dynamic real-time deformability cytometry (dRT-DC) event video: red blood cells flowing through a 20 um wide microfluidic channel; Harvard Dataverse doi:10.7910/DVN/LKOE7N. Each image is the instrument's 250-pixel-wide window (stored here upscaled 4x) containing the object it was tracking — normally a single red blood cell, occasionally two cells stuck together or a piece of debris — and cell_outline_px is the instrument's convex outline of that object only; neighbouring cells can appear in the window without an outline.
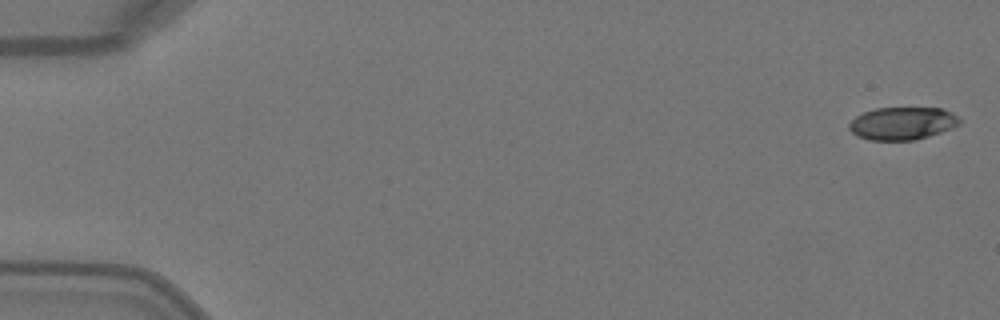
{"species": "Egyptian fruit bat (a non-hibernating species)", "species_latin": "Rousettus aegyptiacus", "temperature_condition": "warm", "stored_images_in_passage": 50, "camera_frame_rate_fps": 3000, "um_per_image_px": 0.085, "animal": {"sex": "female"}, "frame": {"image": 1, "passage_image": 1, "time_ms": 0.0, "image_size_px": [1000, 320], "cell_outline_px": [[964, 120], [960, 124], [952, 128], [916, 140], [868, 140], [856, 136], [848, 128], [848, 124], [856, 116], [864, 112], [876, 108], [940, 108], [952, 112]], "centroid_in_image_um": [76.72, 10.49], "position_along_channel_um": 8.3, "area_um2": 21.21}}
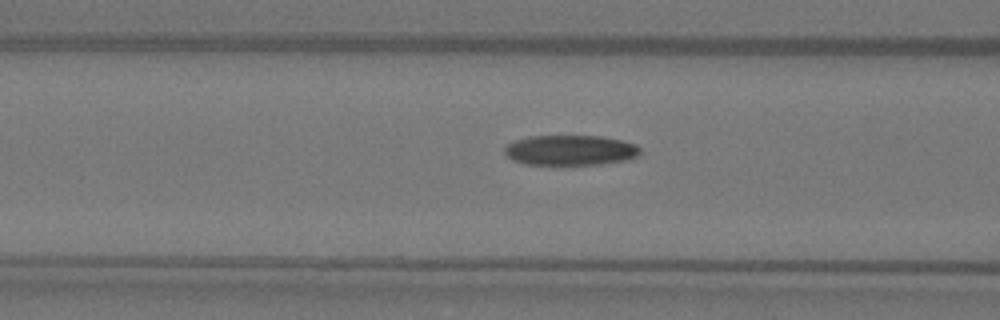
{"frame": {"image": 2, "passage_image": 20, "time_ms": 6.333, "image_size_px": [1000, 320], "cell_outline_px": [[640, 156], [628, 160], [600, 164], [556, 168], [524, 164], [512, 160], [504, 152], [504, 148], [508, 144], [516, 140], [528, 136], [600, 136], [620, 140], [636, 144], [640, 148]], "centroid_in_image_um": [48.46, 12.82], "position_along_channel_um": 118.1, "area_um2": 24.97}}
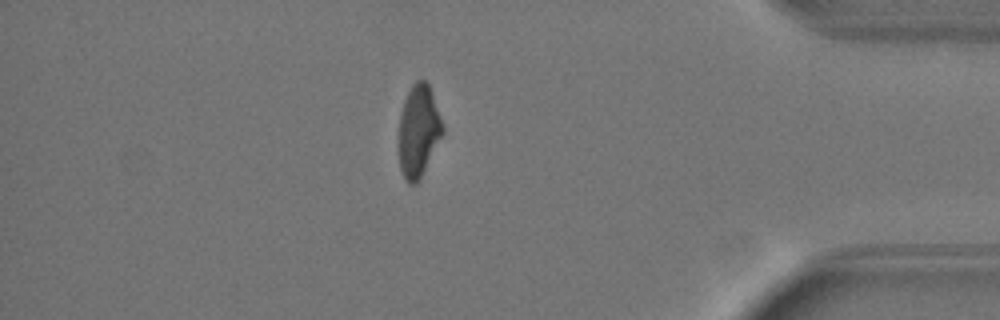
{"frame": {"image": 3, "passage_image": 43, "time_ms": 14.0, "image_size_px": [1000, 320], "cell_outline_px": [[444, 132], [416, 184], [408, 184], [400, 168], [400, 116], [404, 100], [412, 84], [416, 80], [424, 80], [428, 84], [444, 128]], "centroid_in_image_um": [35.57, 11.11], "position_along_channel_um": 399.6, "area_um2": 22.72}, "authors_computed_cell_mechanics": {"area_um2": 24.3338, "velocity_mm_per_s": 4.1212, "shape_relaxation_time_tau1_ms": 4.9808, "shape_relaxation_time_tau2_ms": 2.4062, "deformation_change_tau1": 0.2078, "deformation_change_tau2": 0.0673}}